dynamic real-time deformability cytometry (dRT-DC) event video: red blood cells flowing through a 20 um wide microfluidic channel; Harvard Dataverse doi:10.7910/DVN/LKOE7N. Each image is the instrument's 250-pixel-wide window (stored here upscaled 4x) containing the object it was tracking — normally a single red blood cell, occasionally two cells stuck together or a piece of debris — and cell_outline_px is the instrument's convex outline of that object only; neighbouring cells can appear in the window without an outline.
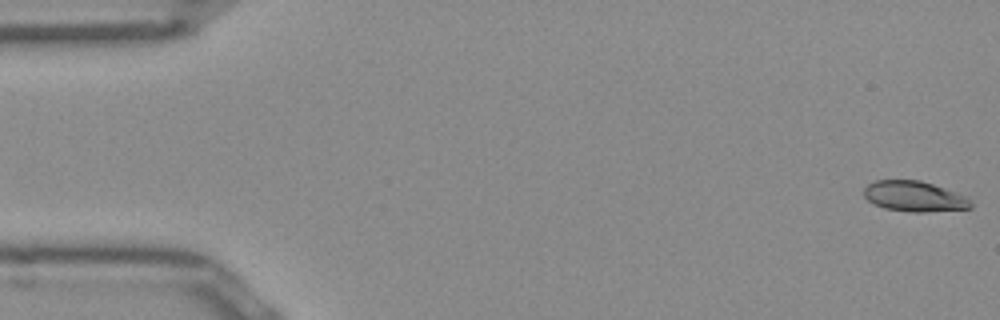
{"species": "Egyptian fruit bat (a non-hibernating species)", "species_latin": "Rousettus aegyptiacus", "temperature_condition": "room temperature", "stored_images_in_passage": 14, "camera_frame_rate_fps": 3000, "um_per_image_px": 0.085, "frame": {"image": 1, "passage_image": 1, "time_ms": 0.0, "image_size_px": [1000, 320], "cell_outline_px": [[972, 208], [924, 212], [912, 212], [884, 208], [868, 200], [864, 196], [864, 188], [868, 184], [876, 180], [920, 180], [944, 188], [964, 196], [972, 204]], "centroid_in_image_um": [77.69, 16.69], "position_along_channel_um": 7.3, "area_um2": 18.67}}
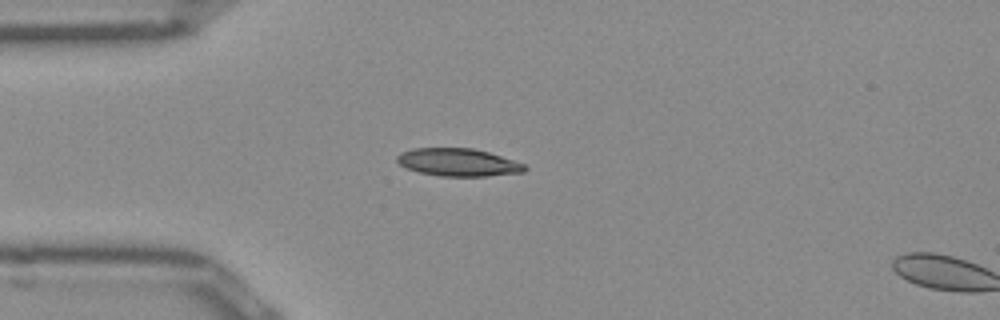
{"frame": {"image": 2, "passage_image": 13, "time_ms": 4.0, "image_size_px": [1000, 320], "cell_outline_px": [[528, 168], [524, 172], [488, 176], [440, 176], [420, 172], [408, 168], [400, 164], [396, 160], [396, 156], [400, 152], [412, 148], [472, 148], [488, 152], [524, 164]], "centroid_in_image_um": [38.93, 13.79], "position_along_channel_um": 46.1, "area_um2": 20.52}}